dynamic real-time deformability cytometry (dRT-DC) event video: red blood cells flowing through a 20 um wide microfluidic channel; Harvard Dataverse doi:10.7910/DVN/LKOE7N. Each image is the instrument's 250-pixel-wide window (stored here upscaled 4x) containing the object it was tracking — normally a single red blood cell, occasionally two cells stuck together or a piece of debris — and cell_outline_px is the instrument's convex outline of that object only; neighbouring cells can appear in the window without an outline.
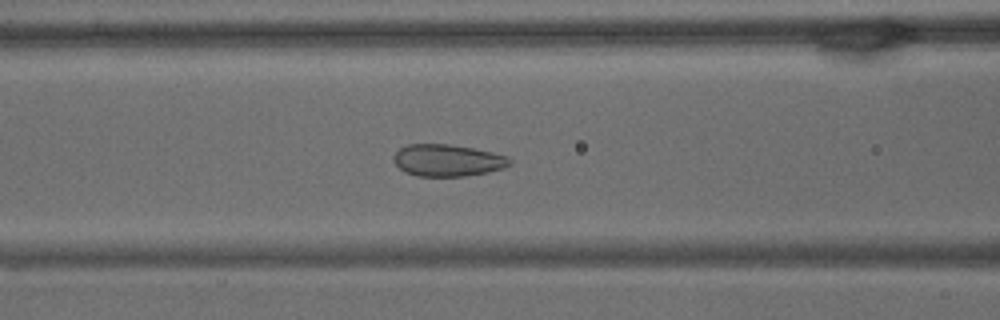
{"species": "common noctule bat (a hibernating species)", "species_latin": "Nyctalus noctula", "temperature_condition": "warm", "stored_images_in_passage": 64, "camera_frame_rate_fps": 3000, "um_per_image_px": 0.085, "animal": {"sex": "male", "body_mass_g": 15.6}, "frame": {"image": 1, "passage_image": 28, "time_ms": 9.0, "image_size_px": [1000, 320], "cell_outline_px": [[512, 164], [504, 168], [488, 172], [464, 176], [416, 176], [404, 172], [396, 164], [392, 156], [400, 148], [408, 144], [448, 144], [472, 148], [492, 152], [508, 156], [512, 160]], "centroid_in_image_um": [38.05, 13.63], "position_along_channel_um": 128.5, "area_um2": 21.68}}
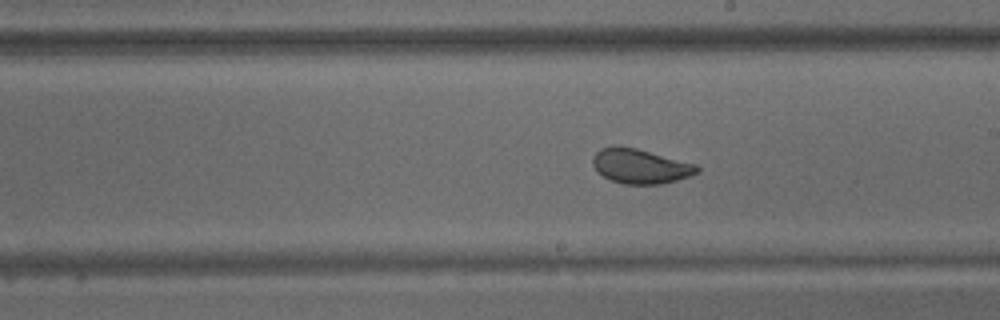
{"frame": {"image": 2, "passage_image": 39, "time_ms": 12.667, "image_size_px": [1000, 320], "cell_outline_px": [[700, 172], [676, 180], [660, 184], [624, 184], [612, 180], [604, 176], [592, 164], [592, 156], [600, 148], [612, 144], [636, 148], [696, 164], [700, 168]], "centroid_in_image_um": [54.41, 14.1], "position_along_channel_um": 234.6, "area_um2": 21.04}}
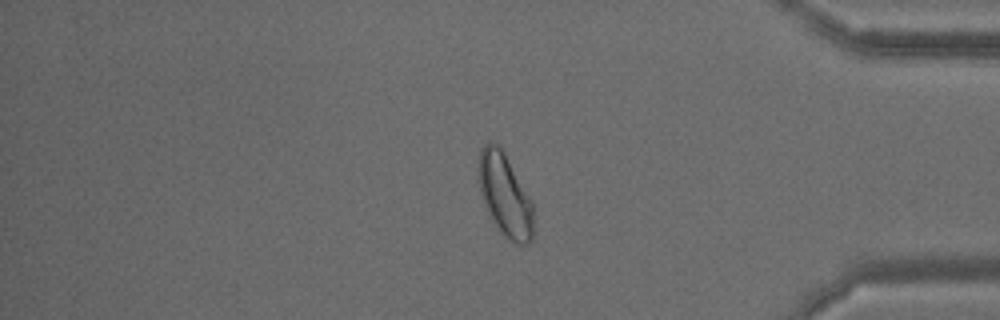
{"frame": {"image": 3, "passage_image": 58, "time_ms": 19.0, "image_size_px": [1000, 320], "cell_outline_px": [[532, 240], [528, 244], [516, 244], [504, 236], [500, 232], [484, 208], [480, 192], [476, 168], [480, 148], [488, 140], [492, 140], [500, 144], [528, 196], [532, 204]], "centroid_in_image_um": [42.84, 16.52], "position_along_channel_um": 392.4, "area_um2": 26.82}, "authors_computed_cell_mechanics": {"area_um2": 24.6517, "velocity_mm_per_s": 2.8998, "shape_relaxation_time_tau1_ms": 6.7078, "shape_relaxation_time_tau2_ms": null, "deformation_change_tau1": 0.1129, "deformation_change_tau2": null}}